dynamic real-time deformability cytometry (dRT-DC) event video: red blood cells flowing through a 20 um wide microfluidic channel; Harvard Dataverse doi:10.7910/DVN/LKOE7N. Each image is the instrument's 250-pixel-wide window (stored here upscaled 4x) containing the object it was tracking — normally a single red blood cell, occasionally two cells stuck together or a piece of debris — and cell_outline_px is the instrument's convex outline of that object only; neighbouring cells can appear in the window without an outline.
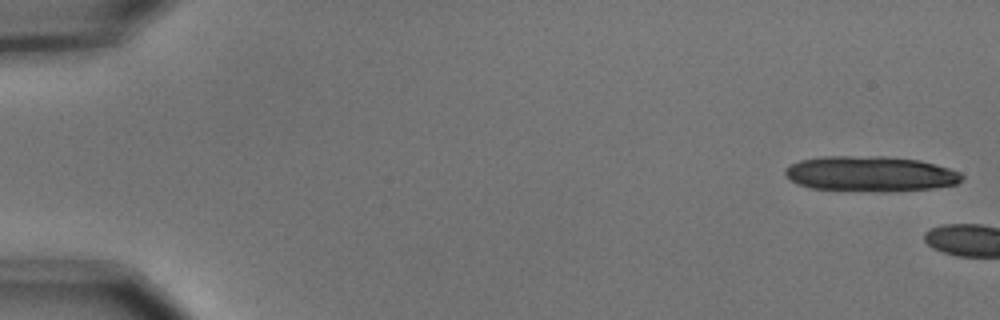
{"species": "common noctule bat (a hibernating species)", "species_latin": "Nyctalus noctula", "temperature_condition": "cold", "stored_images_in_passage": 2, "camera_frame_rate_fps": 3000, "um_per_image_px": 0.085, "animal": {"sex": "male", "body_mass_g": 15.6}, "frame": {"image": 1, "passage_image": 1, "time_ms": 0.0, "image_size_px": [1000, 320], "cell_outline_px": [[964, 180], [956, 184], [932, 188], [888, 192], [880, 192], [812, 188], [800, 184], [792, 180], [784, 172], [784, 168], [800, 160], [824, 156], [884, 156], [920, 160], [948, 168], [960, 172], [964, 176]], "centroid_in_image_um": [74.02, 14.77], "position_along_channel_um": 11.0, "area_um2": 36.41}}